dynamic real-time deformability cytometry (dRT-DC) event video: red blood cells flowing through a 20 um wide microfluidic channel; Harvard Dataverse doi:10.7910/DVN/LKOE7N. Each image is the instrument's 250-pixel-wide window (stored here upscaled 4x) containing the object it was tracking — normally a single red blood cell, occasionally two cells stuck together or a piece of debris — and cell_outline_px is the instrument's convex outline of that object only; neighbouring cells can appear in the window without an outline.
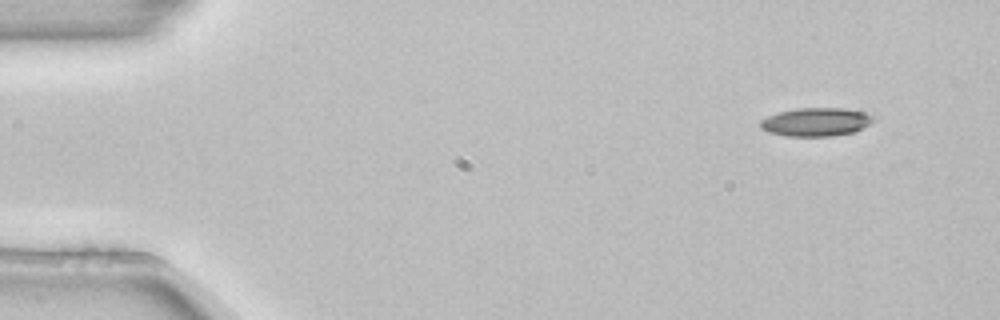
{"species": "common noctule bat (a hibernating species)", "species_latin": "Nyctalus noctula", "temperature_condition": "room temperature", "stored_images_in_passage": 3, "camera_frame_rate_fps": 3000, "um_per_image_px": 0.085, "animal": {"sex": "female", "body_mass_g": 22.7, "forearm_length_mm": 54.2}, "frame": {"image": 1, "passage_image": 1, "time_ms": 0.0, "image_size_px": [1000, 320], "cell_outline_px": [[876, 120], [856, 132], [832, 136], [788, 136], [768, 132], [760, 128], [760, 120], [768, 116], [780, 112], [796, 108], [844, 108], [864, 112], [872, 116]], "centroid_in_image_um": [69.38, 10.37], "position_along_channel_um": 15.6, "area_um2": 18.79}}